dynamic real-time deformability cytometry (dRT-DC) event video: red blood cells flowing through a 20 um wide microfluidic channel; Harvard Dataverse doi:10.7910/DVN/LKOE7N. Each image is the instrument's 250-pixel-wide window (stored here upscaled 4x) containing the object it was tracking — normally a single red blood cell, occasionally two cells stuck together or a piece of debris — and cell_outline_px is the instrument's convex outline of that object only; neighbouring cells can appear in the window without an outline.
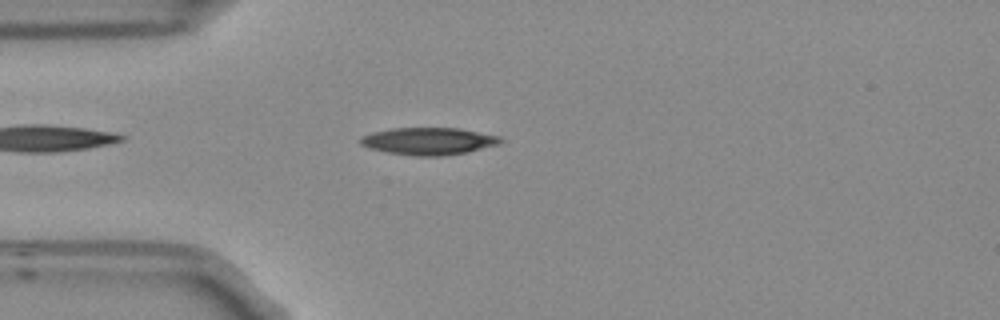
{"species": "Egyptian fruit bat (a non-hibernating species)", "species_latin": "Rousettus aegyptiacus", "temperature_condition": "room temperature", "stored_images_in_passage": 40, "camera_frame_rate_fps": 3000, "um_per_image_px": 0.085, "frame": {"image": 1, "passage_image": 5, "time_ms": 1.333, "image_size_px": [1000, 320], "cell_outline_px": [[504, 140], [500, 144], [468, 152], [444, 156], [416, 156], [388, 152], [368, 148], [360, 144], [360, 136], [372, 132], [392, 128], [460, 128], [500, 136]], "centroid_in_image_um": [36.45, 11.99], "position_along_channel_um": 48.6, "area_um2": 22.43}}
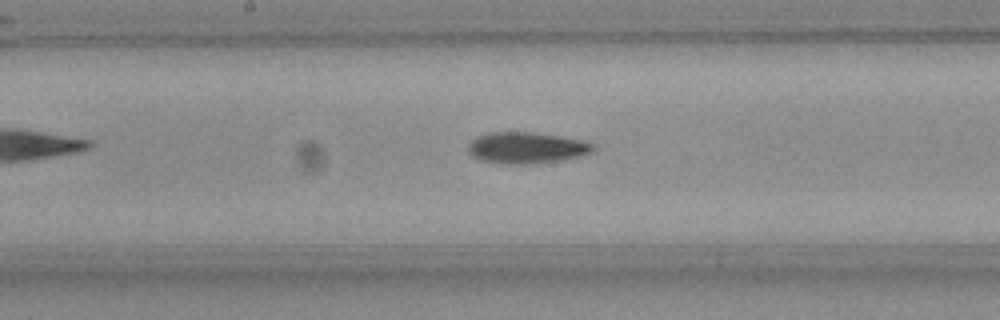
{"frame": {"image": 2, "passage_image": 18, "time_ms": 5.667, "image_size_px": [1000, 320], "cell_outline_px": [[596, 148], [592, 152], [560, 160], [524, 164], [504, 164], [480, 160], [472, 156], [468, 152], [468, 144], [476, 136], [488, 132], [532, 132], [580, 140], [592, 144]], "centroid_in_image_um": [44.67, 12.56], "position_along_channel_um": 203.5, "area_um2": 22.54}}
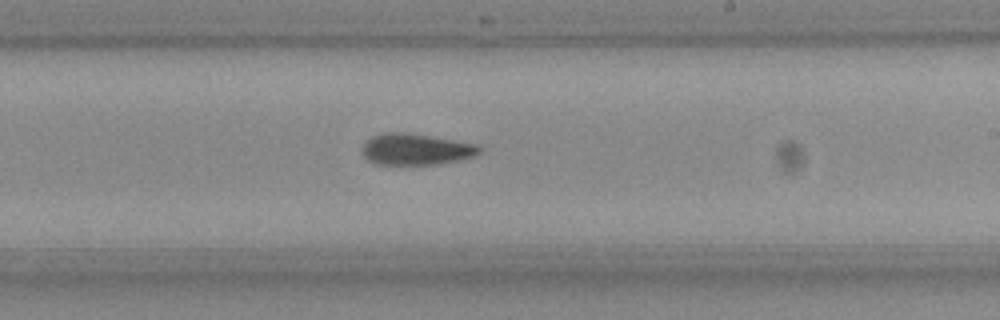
{"frame": {"image": 3, "passage_image": 22, "time_ms": 7.0, "image_size_px": [1000, 320], "cell_outline_px": [[480, 152], [472, 156], [460, 160], [436, 164], [376, 164], [368, 160], [360, 152], [364, 144], [372, 136], [384, 132], [408, 132], [476, 144], [480, 148]], "centroid_in_image_um": [35.3, 12.68], "position_along_channel_um": 253.7, "area_um2": 21.27}, "authors_computed_cell_mechanics": {"area_um2": 21.5016, "velocity_mm_per_s": 3.7849, "shape_relaxation_time_tau1_ms": 7.3073, "shape_relaxation_time_tau2_ms": 8.7522, "deformation_change_tau1": 0.214, "deformation_change_tau2": 0.1908}}